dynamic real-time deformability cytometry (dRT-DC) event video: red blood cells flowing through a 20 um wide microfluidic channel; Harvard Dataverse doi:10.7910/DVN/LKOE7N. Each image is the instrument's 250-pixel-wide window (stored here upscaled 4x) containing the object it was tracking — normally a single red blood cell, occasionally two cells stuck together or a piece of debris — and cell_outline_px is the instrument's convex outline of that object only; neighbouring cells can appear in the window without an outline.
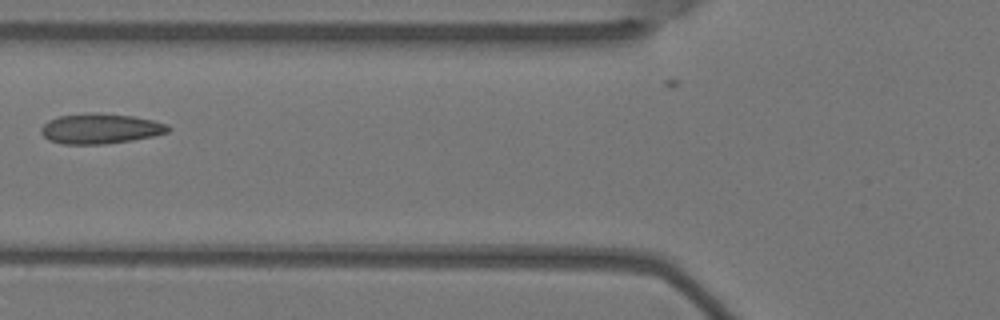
{"species": "Egyptian fruit bat (a non-hibernating species)", "species_latin": "Rousettus aegyptiacus", "temperature_condition": "warm", "stored_images_in_passage": 4, "camera_frame_rate_fps": 3000, "um_per_image_px": 0.085, "animal": {"sex": "female"}, "frame": {"image": 1, "passage_image": 2, "time_ms": 0.333, "image_size_px": [1000, 320], "cell_outline_px": [[172, 128], [168, 132], [152, 136], [132, 140], [104, 144], [60, 144], [48, 140], [40, 132], [40, 128], [48, 120], [60, 116], [92, 112], [100, 112], [132, 116], [152, 120], [168, 124]], "centroid_in_image_um": [8.52, 10.93], "position_along_channel_um": 117.3, "area_um2": 22.48}}
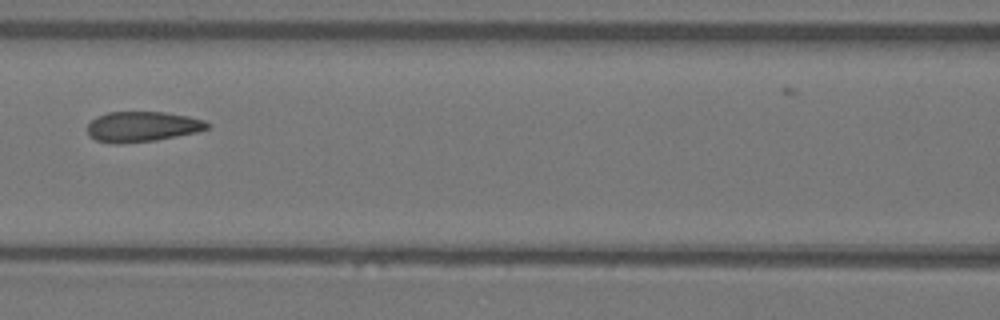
{"frame": {"image": 2, "passage_image": 3, "time_ms": 0.667, "image_size_px": [1000, 320], "cell_outline_px": [[212, 124], [208, 128], [196, 132], [156, 140], [120, 144], [116, 144], [96, 140], [88, 136], [88, 124], [96, 116], [108, 112], [164, 112], [188, 116], [204, 120]], "centroid_in_image_um": [12.08, 10.76], "position_along_channel_um": 154.5, "area_um2": 21.21}}